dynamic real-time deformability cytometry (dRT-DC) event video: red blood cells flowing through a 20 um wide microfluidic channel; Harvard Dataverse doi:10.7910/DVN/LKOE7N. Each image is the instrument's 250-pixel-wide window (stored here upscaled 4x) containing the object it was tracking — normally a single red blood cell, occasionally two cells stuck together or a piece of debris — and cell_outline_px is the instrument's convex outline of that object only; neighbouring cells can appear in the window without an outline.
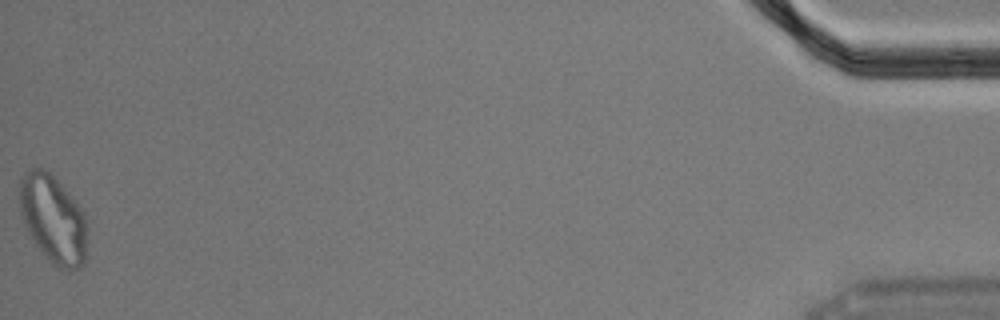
{"species": "Egyptian fruit bat (a non-hibernating species)", "species_latin": "Rousettus aegyptiacus", "temperature_condition": "cold", "stored_images_in_passage": 14, "segment_of_instrument_passage": [2, 2], "camera_frame_rate_fps": 3000, "um_per_image_px": 0.085, "animal": {"sex": "male"}, "frame": {"image": 1, "passage_image": 14, "time_ms": 4.333, "image_size_px": [1000, 320], "cell_outline_px": [[84, 264], [80, 268], [68, 272], [52, 264], [44, 256], [28, 232], [24, 224], [20, 212], [20, 180], [24, 172], [32, 168], [40, 168], [48, 172], [60, 184], [84, 212]], "centroid_in_image_um": [4.47, 18.65], "position_along_channel_um": 430.7, "area_um2": 33.99}}